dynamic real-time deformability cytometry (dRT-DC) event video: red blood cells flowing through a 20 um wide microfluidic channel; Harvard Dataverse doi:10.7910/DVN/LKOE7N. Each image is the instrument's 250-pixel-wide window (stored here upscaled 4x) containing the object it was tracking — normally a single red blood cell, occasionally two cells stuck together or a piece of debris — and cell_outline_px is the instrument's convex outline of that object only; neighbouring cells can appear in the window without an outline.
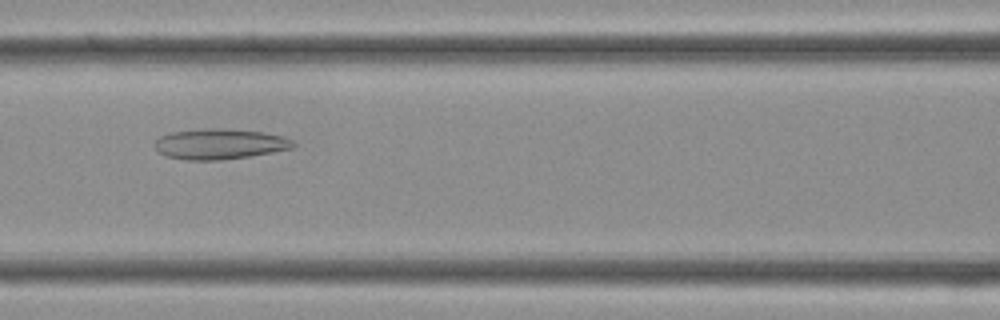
{"species": "Egyptian fruit bat (a non-hibernating species)", "species_latin": "Rousettus aegyptiacus", "temperature_condition": "cold", "stored_images_in_passage": 36, "camera_frame_rate_fps": 3000, "um_per_image_px": 0.085, "frame": {"image": 1, "passage_image": 15, "time_ms": 4.667, "image_size_px": [1000, 320], "cell_outline_px": [[296, 144], [292, 148], [272, 152], [248, 156], [220, 160], [184, 160], [164, 156], [156, 152], [152, 144], [160, 136], [172, 132], [260, 132], [284, 136], [292, 140]], "centroid_in_image_um": [18.62, 12.32], "position_along_channel_um": 148.0, "area_um2": 23.24}}
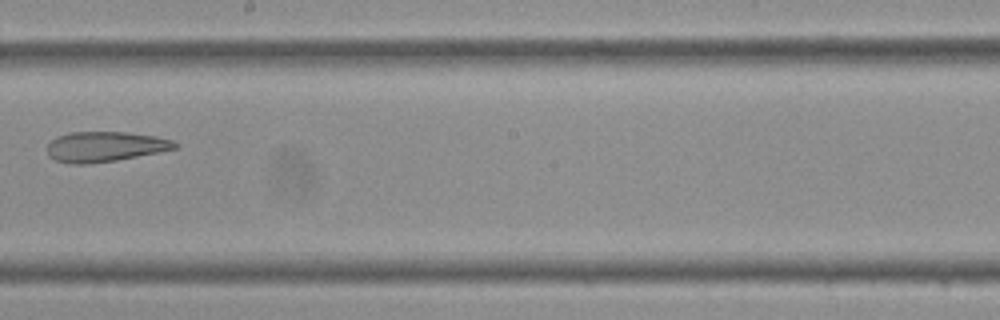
{"frame": {"image": 2, "passage_image": 20, "time_ms": 6.333, "image_size_px": [1000, 320], "cell_outline_px": [[180, 148], [116, 160], [88, 164], [68, 164], [56, 160], [48, 156], [48, 144], [56, 136], [68, 132], [128, 132], [156, 136], [172, 140], [180, 144]], "centroid_in_image_um": [8.94, 12.46], "position_along_channel_um": 239.3, "area_um2": 22.66}}
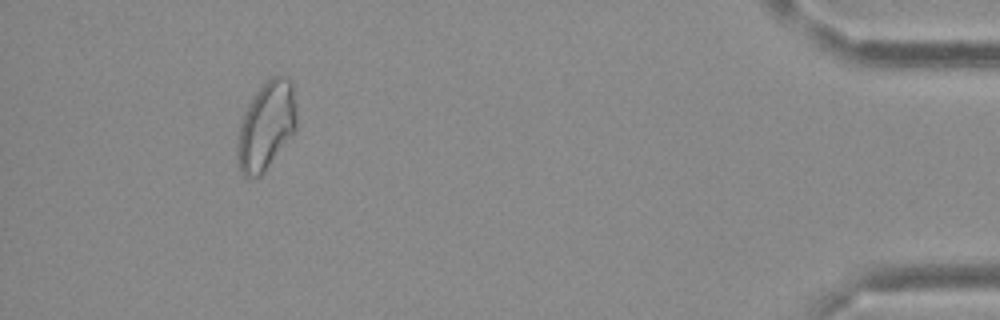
{"frame": {"image": 3, "passage_image": 33, "time_ms": 10.667, "image_size_px": [1000, 320], "cell_outline_px": [[296, 128], [292, 136], [264, 172], [260, 176], [244, 176], [240, 172], [236, 164], [236, 148], [240, 120], [248, 104], [256, 92], [272, 76], [288, 76], [292, 80], [296, 104]], "centroid_in_image_um": [22.62, 10.7], "position_along_channel_um": 412.6, "area_um2": 30.81}}